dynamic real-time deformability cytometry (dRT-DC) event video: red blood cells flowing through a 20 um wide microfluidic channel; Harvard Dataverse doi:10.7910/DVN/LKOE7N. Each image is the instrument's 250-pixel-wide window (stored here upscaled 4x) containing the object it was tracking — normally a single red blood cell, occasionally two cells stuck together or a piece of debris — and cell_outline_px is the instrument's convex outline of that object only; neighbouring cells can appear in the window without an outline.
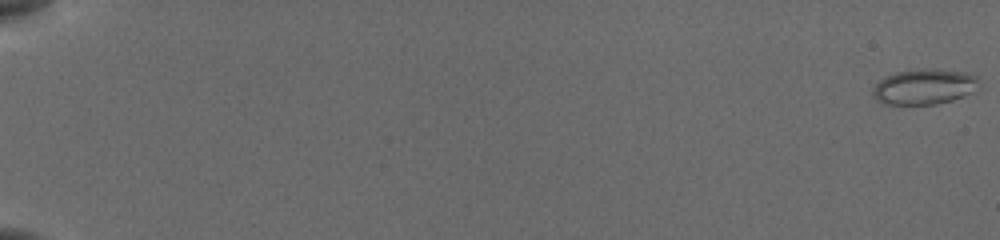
{"species": "common noctule bat (a hibernating species)", "species_latin": "Nyctalus noctula", "temperature_condition": "cold", "stored_images_in_passage": 18, "camera_frame_rate_fps": 3000, "um_per_image_px": 0.085, "animal": {"sex": "female", "body_mass_g": 19.5, "forearm_length_mm": 54.1}, "frame": {"image": 1, "passage_image": 1, "time_ms": 0.0, "image_size_px": [1000, 240], "cell_outline_px": [[976, 80], [972, 92], [964, 96], [952, 100], [936, 104], [884, 104], [876, 100], [872, 96], [872, 88], [884, 76], [896, 72], [920, 68], [932, 68], [964, 72], [976, 76]], "centroid_in_image_um": [78.47, 7.36], "position_along_channel_um": 6.5, "area_um2": 21.85}}